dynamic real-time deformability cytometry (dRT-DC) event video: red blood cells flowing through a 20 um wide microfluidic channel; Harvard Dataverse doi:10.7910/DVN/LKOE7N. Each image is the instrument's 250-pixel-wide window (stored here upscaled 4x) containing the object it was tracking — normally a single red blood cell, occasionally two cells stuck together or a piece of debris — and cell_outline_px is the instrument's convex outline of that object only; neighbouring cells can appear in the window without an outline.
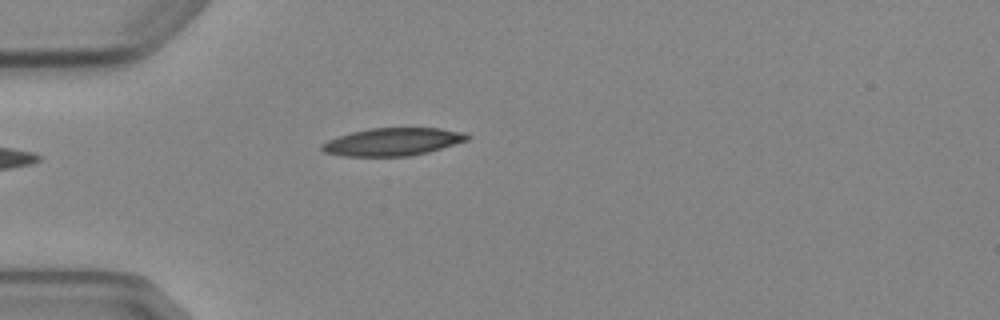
{"species": "Egyptian fruit bat (a non-hibernating species)", "species_latin": "Rousettus aegyptiacus", "temperature_condition": "cold", "stored_images_in_passage": 5, "camera_frame_rate_fps": 3000, "um_per_image_px": 0.085, "animal": {"sex": "female"}, "frame": {"image": 1, "passage_image": 5, "time_ms": 4.667, "image_size_px": [1000, 320], "cell_outline_px": [[472, 136], [468, 140], [428, 152], [408, 156], [340, 156], [324, 152], [320, 148], [320, 144], [328, 140], [352, 132], [372, 128], [440, 128], [464, 132]], "centroid_in_image_um": [33.39, 12.05], "position_along_channel_um": 51.6, "area_um2": 23.47}}